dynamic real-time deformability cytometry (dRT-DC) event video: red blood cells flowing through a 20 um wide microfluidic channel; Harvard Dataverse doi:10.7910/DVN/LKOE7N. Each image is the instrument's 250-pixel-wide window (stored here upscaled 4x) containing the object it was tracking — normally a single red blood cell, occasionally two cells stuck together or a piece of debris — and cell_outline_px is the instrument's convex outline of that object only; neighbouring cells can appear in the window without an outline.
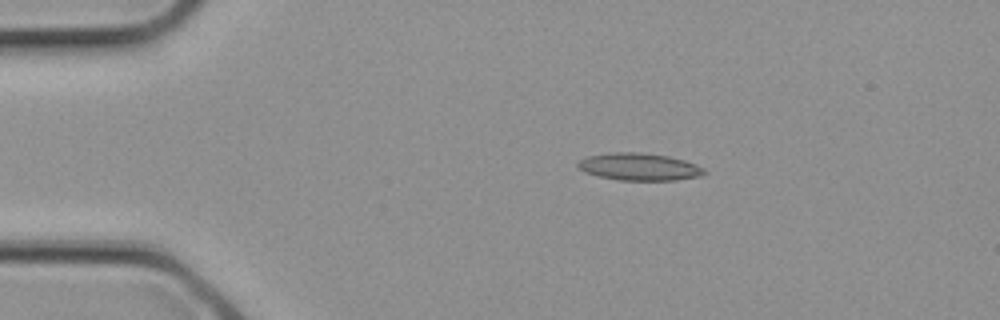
{"species": "common noctule bat (a hibernating species)", "species_latin": "Nyctalus noctula", "temperature_condition": "cold", "stored_images_in_passage": 2, "camera_frame_rate_fps": 3000, "um_per_image_px": 0.085, "animal": {"sex": "female", "body_mass_g": 21.9}, "frame": {"image": 1, "passage_image": 1, "time_ms": 0.0, "image_size_px": [1000, 320], "cell_outline_px": [[708, 172], [704, 176], [676, 180], [620, 180], [600, 176], [584, 172], [576, 164], [580, 160], [588, 156], [608, 152], [640, 152], [668, 156], [684, 160], [704, 168]], "centroid_in_image_um": [54.37, 14.17], "position_along_channel_um": 30.6, "area_um2": 20.17}}
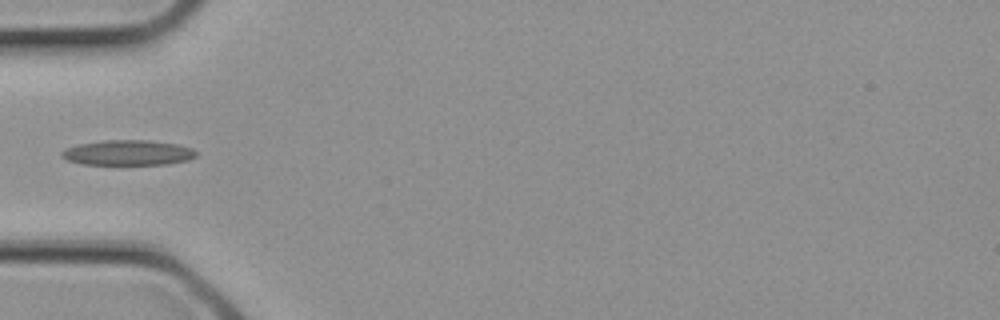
{"frame": {"image": 2, "passage_image": 2, "time_ms": 0.333, "image_size_px": [1000, 320], "cell_outline_px": [[196, 156], [188, 160], [164, 164], [84, 164], [68, 160], [60, 156], [60, 152], [64, 148], [80, 144], [104, 140], [148, 140], [176, 144], [192, 148], [196, 152]], "centroid_in_image_um": [10.85, 12.97], "position_along_channel_um": 74.2, "area_um2": 19.59}}